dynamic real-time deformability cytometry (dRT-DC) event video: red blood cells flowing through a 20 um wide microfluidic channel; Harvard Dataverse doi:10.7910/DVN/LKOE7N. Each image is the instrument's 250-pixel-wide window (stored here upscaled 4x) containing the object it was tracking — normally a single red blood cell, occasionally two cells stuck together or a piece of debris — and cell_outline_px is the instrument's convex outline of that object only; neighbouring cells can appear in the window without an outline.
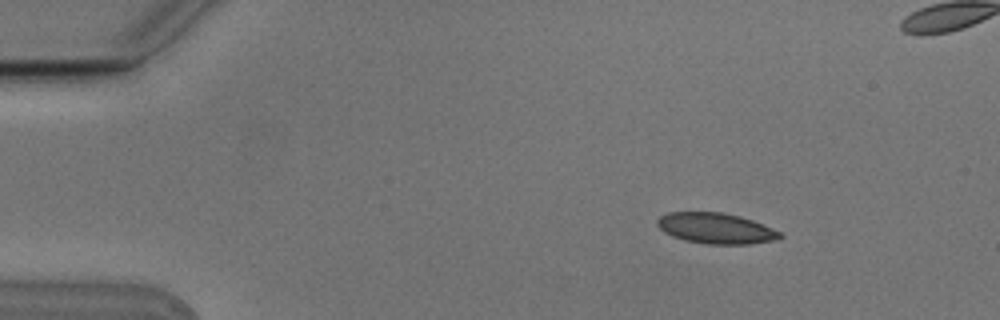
{"species": "Egyptian fruit bat (a non-hibernating species)", "species_latin": "Rousettus aegyptiacus", "temperature_condition": "cold", "stored_images_in_passage": 7, "camera_frame_rate_fps": 3000, "um_per_image_px": 0.085, "animal": {"sex": "male"}, "frame": {"image": 1, "passage_image": 2, "time_ms": 0.333, "image_size_px": [1000, 320], "cell_outline_px": [[784, 236], [776, 240], [748, 244], [704, 244], [684, 240], [672, 236], [664, 232], [656, 224], [656, 220], [660, 216], [668, 212], [720, 212], [740, 216], [752, 220], [772, 228], [780, 232]], "centroid_in_image_um": [60.83, 19.41], "position_along_channel_um": 24.2, "area_um2": 22.02}}
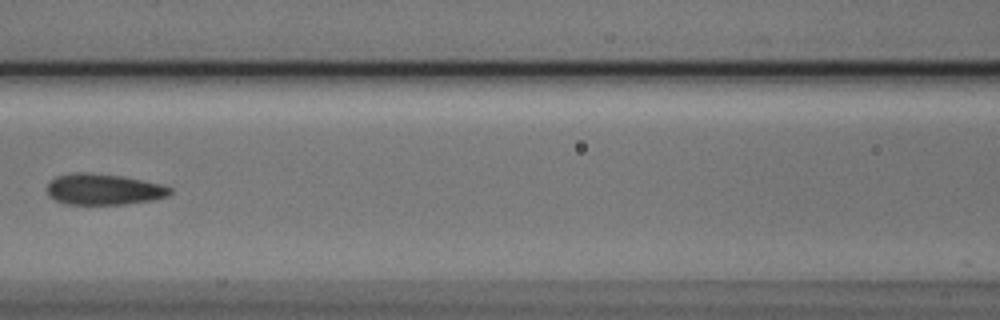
{"frame": {"image": 2, "passage_image": 6, "time_ms": 1.667, "image_size_px": [1000, 320], "cell_outline_px": [[172, 192], [168, 196], [152, 200], [124, 204], [64, 204], [48, 196], [48, 184], [56, 176], [72, 172], [88, 172], [124, 176], [160, 184], [172, 188]], "centroid_in_image_um": [8.8, 16.08], "position_along_channel_um": 157.8, "area_um2": 22.31}}
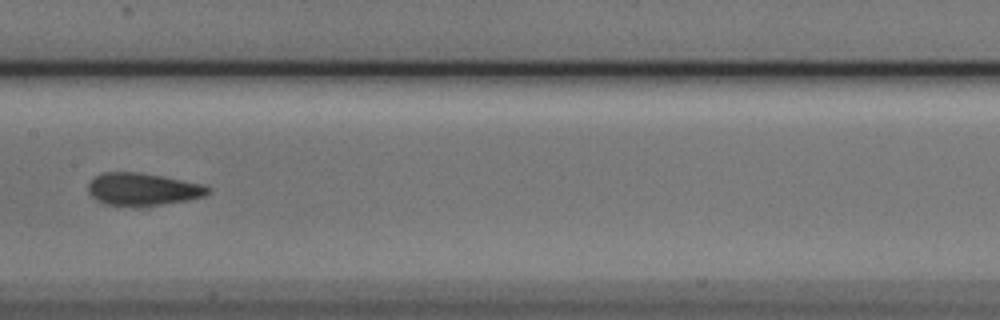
{"frame": {"image": 3, "passage_image": 7, "time_ms": 2.0, "image_size_px": [1000, 320], "cell_outline_px": [[212, 188], [204, 196], [188, 200], [140, 208], [136, 208], [104, 204], [96, 200], [88, 192], [88, 184], [96, 176], [104, 172], [140, 172], [164, 176], [204, 184]], "centroid_in_image_um": [12.14, 16.11], "position_along_channel_um": 195.3, "area_um2": 23.24}}